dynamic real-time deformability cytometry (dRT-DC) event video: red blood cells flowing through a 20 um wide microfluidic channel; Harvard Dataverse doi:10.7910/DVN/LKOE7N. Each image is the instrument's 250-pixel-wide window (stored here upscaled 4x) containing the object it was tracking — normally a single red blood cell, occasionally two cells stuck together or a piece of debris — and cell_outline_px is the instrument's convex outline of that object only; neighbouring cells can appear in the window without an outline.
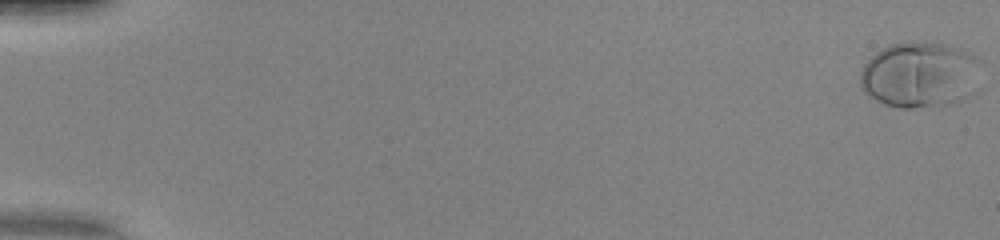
{"species": "human", "species_latin": "Homo sapiens", "temperature_condition": "warm", "stored_images_in_passage": 51, "camera_frame_rate_fps": 3000, "um_per_image_px": 0.085, "donor": {"sex": "female"}, "frame": {"image": 1, "passage_image": 1, "time_ms": 0.0, "image_size_px": [1000, 240], "cell_outline_px": [[984, 64], [972, 96], [964, 100], [940, 108], [896, 108], [884, 104], [876, 100], [864, 92], [860, 84], [860, 72], [864, 64], [876, 52], [892, 44], [944, 44], [972, 52]], "centroid_in_image_um": [78.27, 6.42], "position_along_channel_um": 6.7, "area_um2": 47.11}}
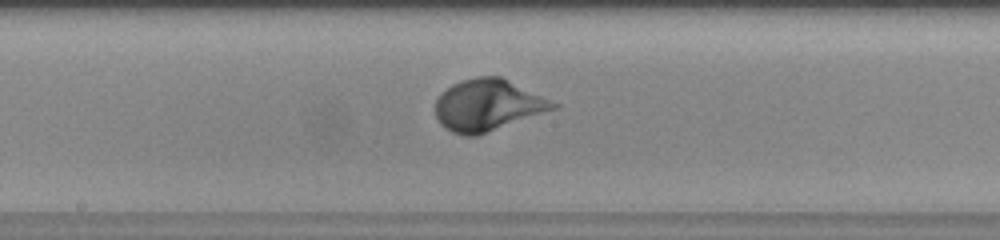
{"frame": {"image": 2, "passage_image": 29, "time_ms": 9.333, "image_size_px": [1000, 240], "cell_outline_px": [[560, 108], [476, 136], [464, 136], [452, 132], [444, 128], [440, 124], [436, 116], [436, 100], [440, 92], [452, 84], [460, 80], [476, 76], [500, 76], [560, 104]], "centroid_in_image_um": [41.47, 8.94], "position_along_channel_um": 206.7, "area_um2": 35.72}}
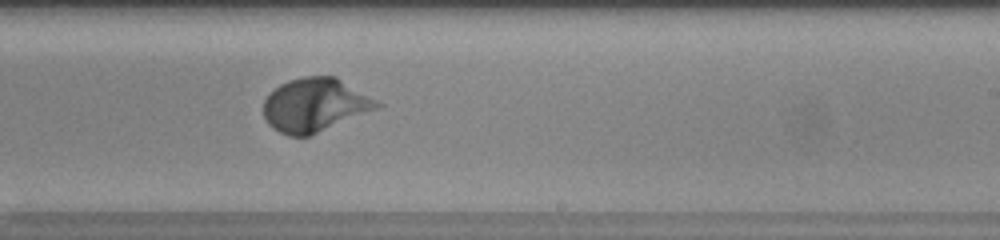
{"frame": {"image": 3, "passage_image": 33, "time_ms": 10.667, "image_size_px": [1000, 240], "cell_outline_px": [[384, 104], [376, 108], [308, 136], [288, 136], [272, 128], [268, 124], [264, 116], [264, 100], [280, 84], [288, 80], [304, 76], [336, 76]], "centroid_in_image_um": [26.74, 8.91], "position_along_channel_um": 262.3, "area_um2": 34.91}, "authors_computed_cell_mechanics": {"area_um2": 34.6222, "velocity_mm_per_s": 4.1747, "shape_relaxation_time_tau1_ms": 2.1199, "shape_relaxation_time_tau2_ms": null, "deformation_change_tau1": 0.2102, "deformation_change_tau2": null}}